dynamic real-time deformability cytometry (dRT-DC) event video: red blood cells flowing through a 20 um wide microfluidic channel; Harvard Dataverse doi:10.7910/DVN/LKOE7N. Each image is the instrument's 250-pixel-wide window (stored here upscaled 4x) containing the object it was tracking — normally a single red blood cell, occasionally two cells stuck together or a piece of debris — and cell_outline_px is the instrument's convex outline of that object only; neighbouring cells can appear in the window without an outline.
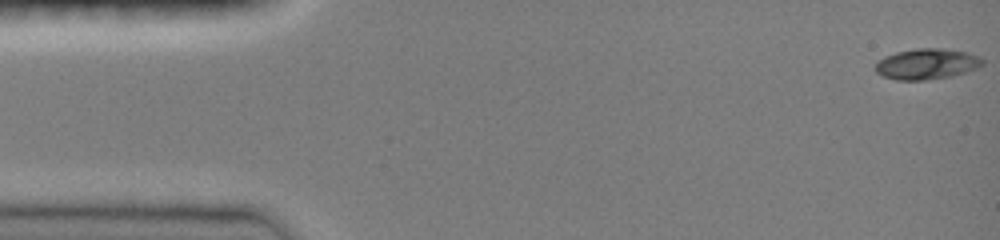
{"species": "common noctule bat (a hibernating species)", "species_latin": "Nyctalus noctula", "temperature_condition": "room temperature", "stored_images_in_passage": 35, "camera_frame_rate_fps": 3000, "um_per_image_px": 0.085, "animal": {"sex": "female", "body_mass_g": 19.0, "forearm_length_mm": 51.5}, "frame": {"image": 1, "passage_image": 1, "time_ms": 0.0, "image_size_px": [1000, 240], "cell_outline_px": [[984, 64], [976, 68], [964, 72], [948, 76], [924, 80], [896, 80], [884, 76], [876, 72], [872, 68], [876, 60], [884, 56], [896, 52], [916, 48], [940, 48], [968, 52], [980, 56], [984, 60]], "centroid_in_image_um": [78.72, 5.42], "position_along_channel_um": 6.3, "area_um2": 19.31}}
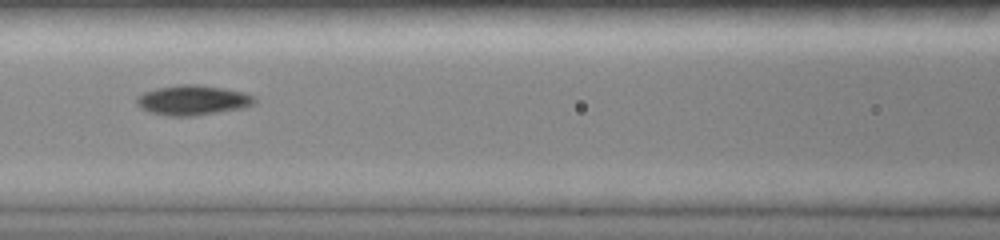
{"frame": {"image": 2, "passage_image": 21, "time_ms": 6.667, "image_size_px": [1000, 240], "cell_outline_px": [[256, 104], [244, 108], [196, 116], [168, 116], [148, 112], [140, 108], [136, 104], [136, 96], [144, 92], [156, 88], [180, 84], [200, 84], [224, 88], [244, 92], [256, 96]], "centroid_in_image_um": [16.4, 8.52], "position_along_channel_um": 150.2, "area_um2": 21.04}}
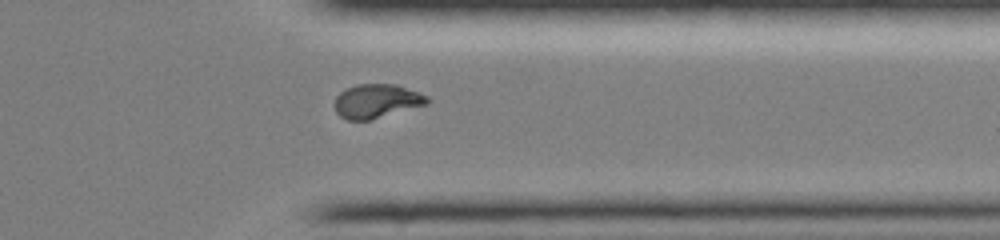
{"frame": {"image": 3, "passage_image": 35, "time_ms": 12.333, "image_size_px": [1000, 240], "cell_outline_px": [[428, 104], [368, 120], [348, 120], [340, 116], [336, 112], [332, 104], [336, 96], [340, 92], [356, 84], [396, 84], [428, 96]], "centroid_in_image_um": [31.97, 8.59], "position_along_channel_um": 379.4, "area_um2": 18.26}}